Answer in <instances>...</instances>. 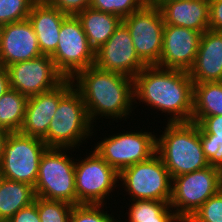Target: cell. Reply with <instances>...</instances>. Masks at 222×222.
I'll list each match as a JSON object with an SVG mask.
<instances>
[{
    "label": "cell",
    "mask_w": 222,
    "mask_h": 222,
    "mask_svg": "<svg viewBox=\"0 0 222 222\" xmlns=\"http://www.w3.org/2000/svg\"><path fill=\"white\" fill-rule=\"evenodd\" d=\"M133 92L134 103L168 113V122H191L194 82L188 71L146 66L133 78Z\"/></svg>",
    "instance_id": "1"
},
{
    "label": "cell",
    "mask_w": 222,
    "mask_h": 222,
    "mask_svg": "<svg viewBox=\"0 0 222 222\" xmlns=\"http://www.w3.org/2000/svg\"><path fill=\"white\" fill-rule=\"evenodd\" d=\"M80 92L89 120L93 124L103 116L114 119L130 116L134 106L133 79L120 73L90 66L72 79ZM75 81V82H74ZM77 81V82H76Z\"/></svg>",
    "instance_id": "2"
},
{
    "label": "cell",
    "mask_w": 222,
    "mask_h": 222,
    "mask_svg": "<svg viewBox=\"0 0 222 222\" xmlns=\"http://www.w3.org/2000/svg\"><path fill=\"white\" fill-rule=\"evenodd\" d=\"M156 154L171 178L205 169L209 166L200 140V129L193 122H168L156 137Z\"/></svg>",
    "instance_id": "3"
},
{
    "label": "cell",
    "mask_w": 222,
    "mask_h": 222,
    "mask_svg": "<svg viewBox=\"0 0 222 222\" xmlns=\"http://www.w3.org/2000/svg\"><path fill=\"white\" fill-rule=\"evenodd\" d=\"M93 127L80 92L72 86L61 97L47 135L42 140L47 147L73 150L92 137Z\"/></svg>",
    "instance_id": "4"
},
{
    "label": "cell",
    "mask_w": 222,
    "mask_h": 222,
    "mask_svg": "<svg viewBox=\"0 0 222 222\" xmlns=\"http://www.w3.org/2000/svg\"><path fill=\"white\" fill-rule=\"evenodd\" d=\"M67 150L71 148L47 147L41 155L34 186L36 197L77 205L75 160L66 154Z\"/></svg>",
    "instance_id": "5"
},
{
    "label": "cell",
    "mask_w": 222,
    "mask_h": 222,
    "mask_svg": "<svg viewBox=\"0 0 222 222\" xmlns=\"http://www.w3.org/2000/svg\"><path fill=\"white\" fill-rule=\"evenodd\" d=\"M222 189V170L213 166L172 178L170 207L186 222L210 197Z\"/></svg>",
    "instance_id": "6"
},
{
    "label": "cell",
    "mask_w": 222,
    "mask_h": 222,
    "mask_svg": "<svg viewBox=\"0 0 222 222\" xmlns=\"http://www.w3.org/2000/svg\"><path fill=\"white\" fill-rule=\"evenodd\" d=\"M122 187L131 200H157L170 202L172 178L161 158L154 154L150 159L138 162L119 172Z\"/></svg>",
    "instance_id": "7"
},
{
    "label": "cell",
    "mask_w": 222,
    "mask_h": 222,
    "mask_svg": "<svg viewBox=\"0 0 222 222\" xmlns=\"http://www.w3.org/2000/svg\"><path fill=\"white\" fill-rule=\"evenodd\" d=\"M141 61L146 66L158 65L163 46L164 20L160 8L151 0L123 18Z\"/></svg>",
    "instance_id": "8"
},
{
    "label": "cell",
    "mask_w": 222,
    "mask_h": 222,
    "mask_svg": "<svg viewBox=\"0 0 222 222\" xmlns=\"http://www.w3.org/2000/svg\"><path fill=\"white\" fill-rule=\"evenodd\" d=\"M47 145L40 138L9 133L4 145L0 176L35 186L41 155Z\"/></svg>",
    "instance_id": "9"
},
{
    "label": "cell",
    "mask_w": 222,
    "mask_h": 222,
    "mask_svg": "<svg viewBox=\"0 0 222 222\" xmlns=\"http://www.w3.org/2000/svg\"><path fill=\"white\" fill-rule=\"evenodd\" d=\"M56 51L50 56L65 79L95 64V51L77 16H68L62 23Z\"/></svg>",
    "instance_id": "10"
},
{
    "label": "cell",
    "mask_w": 222,
    "mask_h": 222,
    "mask_svg": "<svg viewBox=\"0 0 222 222\" xmlns=\"http://www.w3.org/2000/svg\"><path fill=\"white\" fill-rule=\"evenodd\" d=\"M90 153L86 158L75 162L77 205H105V199L118 187L119 173L95 150Z\"/></svg>",
    "instance_id": "11"
},
{
    "label": "cell",
    "mask_w": 222,
    "mask_h": 222,
    "mask_svg": "<svg viewBox=\"0 0 222 222\" xmlns=\"http://www.w3.org/2000/svg\"><path fill=\"white\" fill-rule=\"evenodd\" d=\"M116 134L97 142L94 150L118 173L156 154V135L152 132L141 129L139 132Z\"/></svg>",
    "instance_id": "12"
},
{
    "label": "cell",
    "mask_w": 222,
    "mask_h": 222,
    "mask_svg": "<svg viewBox=\"0 0 222 222\" xmlns=\"http://www.w3.org/2000/svg\"><path fill=\"white\" fill-rule=\"evenodd\" d=\"M6 69L10 88L27 98L52 90L65 80L47 55L11 64Z\"/></svg>",
    "instance_id": "13"
},
{
    "label": "cell",
    "mask_w": 222,
    "mask_h": 222,
    "mask_svg": "<svg viewBox=\"0 0 222 222\" xmlns=\"http://www.w3.org/2000/svg\"><path fill=\"white\" fill-rule=\"evenodd\" d=\"M97 68L134 78L146 65L136 54L128 28L121 23L107 42L95 52Z\"/></svg>",
    "instance_id": "14"
},
{
    "label": "cell",
    "mask_w": 222,
    "mask_h": 222,
    "mask_svg": "<svg viewBox=\"0 0 222 222\" xmlns=\"http://www.w3.org/2000/svg\"><path fill=\"white\" fill-rule=\"evenodd\" d=\"M202 33L180 26L164 25L163 46L157 66L189 71L195 61Z\"/></svg>",
    "instance_id": "15"
},
{
    "label": "cell",
    "mask_w": 222,
    "mask_h": 222,
    "mask_svg": "<svg viewBox=\"0 0 222 222\" xmlns=\"http://www.w3.org/2000/svg\"><path fill=\"white\" fill-rule=\"evenodd\" d=\"M73 86L71 79H65L54 89L27 99L23 124L19 133L43 139L58 108L61 97Z\"/></svg>",
    "instance_id": "16"
},
{
    "label": "cell",
    "mask_w": 222,
    "mask_h": 222,
    "mask_svg": "<svg viewBox=\"0 0 222 222\" xmlns=\"http://www.w3.org/2000/svg\"><path fill=\"white\" fill-rule=\"evenodd\" d=\"M42 55L31 22L26 19L2 25L0 66L35 59Z\"/></svg>",
    "instance_id": "17"
},
{
    "label": "cell",
    "mask_w": 222,
    "mask_h": 222,
    "mask_svg": "<svg viewBox=\"0 0 222 222\" xmlns=\"http://www.w3.org/2000/svg\"><path fill=\"white\" fill-rule=\"evenodd\" d=\"M157 4L164 24L189 28L202 34L209 29V0H151Z\"/></svg>",
    "instance_id": "18"
},
{
    "label": "cell",
    "mask_w": 222,
    "mask_h": 222,
    "mask_svg": "<svg viewBox=\"0 0 222 222\" xmlns=\"http://www.w3.org/2000/svg\"><path fill=\"white\" fill-rule=\"evenodd\" d=\"M188 74L194 83L222 81V31L208 29L201 35Z\"/></svg>",
    "instance_id": "19"
},
{
    "label": "cell",
    "mask_w": 222,
    "mask_h": 222,
    "mask_svg": "<svg viewBox=\"0 0 222 222\" xmlns=\"http://www.w3.org/2000/svg\"><path fill=\"white\" fill-rule=\"evenodd\" d=\"M68 16L45 1H37L32 6L28 20L37 36L42 55L51 56L56 51L61 25Z\"/></svg>",
    "instance_id": "20"
},
{
    "label": "cell",
    "mask_w": 222,
    "mask_h": 222,
    "mask_svg": "<svg viewBox=\"0 0 222 222\" xmlns=\"http://www.w3.org/2000/svg\"><path fill=\"white\" fill-rule=\"evenodd\" d=\"M76 16L82 24L89 45L95 52L107 42L123 21L121 17L114 14L98 11L90 7L79 12Z\"/></svg>",
    "instance_id": "21"
},
{
    "label": "cell",
    "mask_w": 222,
    "mask_h": 222,
    "mask_svg": "<svg viewBox=\"0 0 222 222\" xmlns=\"http://www.w3.org/2000/svg\"><path fill=\"white\" fill-rule=\"evenodd\" d=\"M34 187L0 176V222L9 221L20 209L34 202Z\"/></svg>",
    "instance_id": "22"
},
{
    "label": "cell",
    "mask_w": 222,
    "mask_h": 222,
    "mask_svg": "<svg viewBox=\"0 0 222 222\" xmlns=\"http://www.w3.org/2000/svg\"><path fill=\"white\" fill-rule=\"evenodd\" d=\"M212 115H222V81L194 83L191 122Z\"/></svg>",
    "instance_id": "23"
},
{
    "label": "cell",
    "mask_w": 222,
    "mask_h": 222,
    "mask_svg": "<svg viewBox=\"0 0 222 222\" xmlns=\"http://www.w3.org/2000/svg\"><path fill=\"white\" fill-rule=\"evenodd\" d=\"M197 124L209 166L222 170V115L205 116Z\"/></svg>",
    "instance_id": "24"
},
{
    "label": "cell",
    "mask_w": 222,
    "mask_h": 222,
    "mask_svg": "<svg viewBox=\"0 0 222 222\" xmlns=\"http://www.w3.org/2000/svg\"><path fill=\"white\" fill-rule=\"evenodd\" d=\"M27 99L25 95L11 88L0 97V128L10 133L20 131Z\"/></svg>",
    "instance_id": "25"
},
{
    "label": "cell",
    "mask_w": 222,
    "mask_h": 222,
    "mask_svg": "<svg viewBox=\"0 0 222 222\" xmlns=\"http://www.w3.org/2000/svg\"><path fill=\"white\" fill-rule=\"evenodd\" d=\"M41 222H69L74 205L60 200H48L35 197Z\"/></svg>",
    "instance_id": "26"
},
{
    "label": "cell",
    "mask_w": 222,
    "mask_h": 222,
    "mask_svg": "<svg viewBox=\"0 0 222 222\" xmlns=\"http://www.w3.org/2000/svg\"><path fill=\"white\" fill-rule=\"evenodd\" d=\"M170 202L157 200H133L129 206V222H140L159 219L169 208Z\"/></svg>",
    "instance_id": "27"
},
{
    "label": "cell",
    "mask_w": 222,
    "mask_h": 222,
    "mask_svg": "<svg viewBox=\"0 0 222 222\" xmlns=\"http://www.w3.org/2000/svg\"><path fill=\"white\" fill-rule=\"evenodd\" d=\"M37 0H0V24H9L28 19Z\"/></svg>",
    "instance_id": "28"
},
{
    "label": "cell",
    "mask_w": 222,
    "mask_h": 222,
    "mask_svg": "<svg viewBox=\"0 0 222 222\" xmlns=\"http://www.w3.org/2000/svg\"><path fill=\"white\" fill-rule=\"evenodd\" d=\"M148 0H91L90 8L114 14L122 19L138 10Z\"/></svg>",
    "instance_id": "29"
},
{
    "label": "cell",
    "mask_w": 222,
    "mask_h": 222,
    "mask_svg": "<svg viewBox=\"0 0 222 222\" xmlns=\"http://www.w3.org/2000/svg\"><path fill=\"white\" fill-rule=\"evenodd\" d=\"M103 206L104 204L74 205L69 222H118L114 219V216L109 215L106 211L104 212Z\"/></svg>",
    "instance_id": "30"
},
{
    "label": "cell",
    "mask_w": 222,
    "mask_h": 222,
    "mask_svg": "<svg viewBox=\"0 0 222 222\" xmlns=\"http://www.w3.org/2000/svg\"><path fill=\"white\" fill-rule=\"evenodd\" d=\"M186 222H222V189L208 198Z\"/></svg>",
    "instance_id": "31"
},
{
    "label": "cell",
    "mask_w": 222,
    "mask_h": 222,
    "mask_svg": "<svg viewBox=\"0 0 222 222\" xmlns=\"http://www.w3.org/2000/svg\"><path fill=\"white\" fill-rule=\"evenodd\" d=\"M48 5L57 8L61 12L76 16L79 12L90 7L91 0H44Z\"/></svg>",
    "instance_id": "32"
},
{
    "label": "cell",
    "mask_w": 222,
    "mask_h": 222,
    "mask_svg": "<svg viewBox=\"0 0 222 222\" xmlns=\"http://www.w3.org/2000/svg\"><path fill=\"white\" fill-rule=\"evenodd\" d=\"M209 29L222 31V0H209Z\"/></svg>",
    "instance_id": "33"
},
{
    "label": "cell",
    "mask_w": 222,
    "mask_h": 222,
    "mask_svg": "<svg viewBox=\"0 0 222 222\" xmlns=\"http://www.w3.org/2000/svg\"><path fill=\"white\" fill-rule=\"evenodd\" d=\"M7 222H41L36 203L23 207Z\"/></svg>",
    "instance_id": "34"
},
{
    "label": "cell",
    "mask_w": 222,
    "mask_h": 222,
    "mask_svg": "<svg viewBox=\"0 0 222 222\" xmlns=\"http://www.w3.org/2000/svg\"><path fill=\"white\" fill-rule=\"evenodd\" d=\"M10 89L9 74L5 67L0 66V97Z\"/></svg>",
    "instance_id": "35"
},
{
    "label": "cell",
    "mask_w": 222,
    "mask_h": 222,
    "mask_svg": "<svg viewBox=\"0 0 222 222\" xmlns=\"http://www.w3.org/2000/svg\"><path fill=\"white\" fill-rule=\"evenodd\" d=\"M140 222H183L170 207L159 219Z\"/></svg>",
    "instance_id": "36"
},
{
    "label": "cell",
    "mask_w": 222,
    "mask_h": 222,
    "mask_svg": "<svg viewBox=\"0 0 222 222\" xmlns=\"http://www.w3.org/2000/svg\"><path fill=\"white\" fill-rule=\"evenodd\" d=\"M9 133L10 132H8L7 130L0 128V166L3 158L4 145L6 143Z\"/></svg>",
    "instance_id": "37"
},
{
    "label": "cell",
    "mask_w": 222,
    "mask_h": 222,
    "mask_svg": "<svg viewBox=\"0 0 222 222\" xmlns=\"http://www.w3.org/2000/svg\"><path fill=\"white\" fill-rule=\"evenodd\" d=\"M1 32H2V25L0 24V38H1Z\"/></svg>",
    "instance_id": "38"
}]
</instances>
